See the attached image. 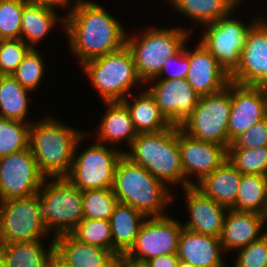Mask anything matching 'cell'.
<instances>
[{
  "label": "cell",
  "instance_id": "cell-1",
  "mask_svg": "<svg viewBox=\"0 0 267 267\" xmlns=\"http://www.w3.org/2000/svg\"><path fill=\"white\" fill-rule=\"evenodd\" d=\"M113 17L92 1L76 0L73 4L63 29L81 65L126 45L127 32Z\"/></svg>",
  "mask_w": 267,
  "mask_h": 267
},
{
  "label": "cell",
  "instance_id": "cell-2",
  "mask_svg": "<svg viewBox=\"0 0 267 267\" xmlns=\"http://www.w3.org/2000/svg\"><path fill=\"white\" fill-rule=\"evenodd\" d=\"M81 131L64 125L49 115L31 122L28 147L46 178L66 177L71 169Z\"/></svg>",
  "mask_w": 267,
  "mask_h": 267
},
{
  "label": "cell",
  "instance_id": "cell-3",
  "mask_svg": "<svg viewBox=\"0 0 267 267\" xmlns=\"http://www.w3.org/2000/svg\"><path fill=\"white\" fill-rule=\"evenodd\" d=\"M132 151L123 152L131 162L144 167L165 185L182 184L186 187V180L178 146V126L158 132L137 133L132 141Z\"/></svg>",
  "mask_w": 267,
  "mask_h": 267
},
{
  "label": "cell",
  "instance_id": "cell-4",
  "mask_svg": "<svg viewBox=\"0 0 267 267\" xmlns=\"http://www.w3.org/2000/svg\"><path fill=\"white\" fill-rule=\"evenodd\" d=\"M112 191L118 202L132 206L147 218L166 216L164 208L172 201L167 185L124 155L116 165Z\"/></svg>",
  "mask_w": 267,
  "mask_h": 267
},
{
  "label": "cell",
  "instance_id": "cell-5",
  "mask_svg": "<svg viewBox=\"0 0 267 267\" xmlns=\"http://www.w3.org/2000/svg\"><path fill=\"white\" fill-rule=\"evenodd\" d=\"M188 31L184 28H149L142 35L126 36V46L131 51L138 77L146 83L155 78L164 63L185 46Z\"/></svg>",
  "mask_w": 267,
  "mask_h": 267
},
{
  "label": "cell",
  "instance_id": "cell-6",
  "mask_svg": "<svg viewBox=\"0 0 267 267\" xmlns=\"http://www.w3.org/2000/svg\"><path fill=\"white\" fill-rule=\"evenodd\" d=\"M82 66L104 102L122 101L126 95L132 97L130 89L136 83L143 82L138 77L131 51L126 45L86 61Z\"/></svg>",
  "mask_w": 267,
  "mask_h": 267
},
{
  "label": "cell",
  "instance_id": "cell-7",
  "mask_svg": "<svg viewBox=\"0 0 267 267\" xmlns=\"http://www.w3.org/2000/svg\"><path fill=\"white\" fill-rule=\"evenodd\" d=\"M46 179L38 191L40 217L55 236L70 233L84 219L82 191L66 177L54 178L51 184Z\"/></svg>",
  "mask_w": 267,
  "mask_h": 267
},
{
  "label": "cell",
  "instance_id": "cell-8",
  "mask_svg": "<svg viewBox=\"0 0 267 267\" xmlns=\"http://www.w3.org/2000/svg\"><path fill=\"white\" fill-rule=\"evenodd\" d=\"M231 112V81L219 92L200 96L198 104L180 129L187 135L228 149L227 126Z\"/></svg>",
  "mask_w": 267,
  "mask_h": 267
},
{
  "label": "cell",
  "instance_id": "cell-9",
  "mask_svg": "<svg viewBox=\"0 0 267 267\" xmlns=\"http://www.w3.org/2000/svg\"><path fill=\"white\" fill-rule=\"evenodd\" d=\"M87 133L83 134L75 146L74 158L66 178L81 191L112 188L116 165L124 155L116 148H107L97 141L76 157L78 144Z\"/></svg>",
  "mask_w": 267,
  "mask_h": 267
},
{
  "label": "cell",
  "instance_id": "cell-10",
  "mask_svg": "<svg viewBox=\"0 0 267 267\" xmlns=\"http://www.w3.org/2000/svg\"><path fill=\"white\" fill-rule=\"evenodd\" d=\"M49 231L39 212V195L1 201L0 244L42 240Z\"/></svg>",
  "mask_w": 267,
  "mask_h": 267
},
{
  "label": "cell",
  "instance_id": "cell-11",
  "mask_svg": "<svg viewBox=\"0 0 267 267\" xmlns=\"http://www.w3.org/2000/svg\"><path fill=\"white\" fill-rule=\"evenodd\" d=\"M230 14L215 22L207 23L206 32L200 41L217 59L219 66L230 77L240 65L242 49L246 45L249 26Z\"/></svg>",
  "mask_w": 267,
  "mask_h": 267
},
{
  "label": "cell",
  "instance_id": "cell-12",
  "mask_svg": "<svg viewBox=\"0 0 267 267\" xmlns=\"http://www.w3.org/2000/svg\"><path fill=\"white\" fill-rule=\"evenodd\" d=\"M46 177L29 147L0 158V201L37 194Z\"/></svg>",
  "mask_w": 267,
  "mask_h": 267
},
{
  "label": "cell",
  "instance_id": "cell-13",
  "mask_svg": "<svg viewBox=\"0 0 267 267\" xmlns=\"http://www.w3.org/2000/svg\"><path fill=\"white\" fill-rule=\"evenodd\" d=\"M182 224L171 217H149L136 236L133 246L126 253L130 257L147 261L153 257L176 254Z\"/></svg>",
  "mask_w": 267,
  "mask_h": 267
},
{
  "label": "cell",
  "instance_id": "cell-14",
  "mask_svg": "<svg viewBox=\"0 0 267 267\" xmlns=\"http://www.w3.org/2000/svg\"><path fill=\"white\" fill-rule=\"evenodd\" d=\"M260 19L251 22L240 65L230 81L267 89V20Z\"/></svg>",
  "mask_w": 267,
  "mask_h": 267
},
{
  "label": "cell",
  "instance_id": "cell-15",
  "mask_svg": "<svg viewBox=\"0 0 267 267\" xmlns=\"http://www.w3.org/2000/svg\"><path fill=\"white\" fill-rule=\"evenodd\" d=\"M178 146L186 187L196 186L228 159V149L225 146L195 139L184 133L179 126ZM192 174L198 178L195 183L187 178Z\"/></svg>",
  "mask_w": 267,
  "mask_h": 267
},
{
  "label": "cell",
  "instance_id": "cell-16",
  "mask_svg": "<svg viewBox=\"0 0 267 267\" xmlns=\"http://www.w3.org/2000/svg\"><path fill=\"white\" fill-rule=\"evenodd\" d=\"M267 117V89L231 81V112L227 126L231 142Z\"/></svg>",
  "mask_w": 267,
  "mask_h": 267
},
{
  "label": "cell",
  "instance_id": "cell-17",
  "mask_svg": "<svg viewBox=\"0 0 267 267\" xmlns=\"http://www.w3.org/2000/svg\"><path fill=\"white\" fill-rule=\"evenodd\" d=\"M157 82V83H156ZM148 88L160 112L173 126H181L198 104L200 96L186 79L158 80Z\"/></svg>",
  "mask_w": 267,
  "mask_h": 267
},
{
  "label": "cell",
  "instance_id": "cell-18",
  "mask_svg": "<svg viewBox=\"0 0 267 267\" xmlns=\"http://www.w3.org/2000/svg\"><path fill=\"white\" fill-rule=\"evenodd\" d=\"M186 55L189 59L186 80L199 96L219 92L229 84L230 77L201 42L194 51L186 48Z\"/></svg>",
  "mask_w": 267,
  "mask_h": 267
},
{
  "label": "cell",
  "instance_id": "cell-19",
  "mask_svg": "<svg viewBox=\"0 0 267 267\" xmlns=\"http://www.w3.org/2000/svg\"><path fill=\"white\" fill-rule=\"evenodd\" d=\"M183 189L190 214L189 220L182 225L183 228L198 234L220 238L228 208L207 197L196 186Z\"/></svg>",
  "mask_w": 267,
  "mask_h": 267
},
{
  "label": "cell",
  "instance_id": "cell-20",
  "mask_svg": "<svg viewBox=\"0 0 267 267\" xmlns=\"http://www.w3.org/2000/svg\"><path fill=\"white\" fill-rule=\"evenodd\" d=\"M227 212L220 236L223 250H239L264 236L260 231L267 222V216L233 209Z\"/></svg>",
  "mask_w": 267,
  "mask_h": 267
},
{
  "label": "cell",
  "instance_id": "cell-21",
  "mask_svg": "<svg viewBox=\"0 0 267 267\" xmlns=\"http://www.w3.org/2000/svg\"><path fill=\"white\" fill-rule=\"evenodd\" d=\"M220 250H223L220 238L182 229L177 251L179 260L195 267H225Z\"/></svg>",
  "mask_w": 267,
  "mask_h": 267
},
{
  "label": "cell",
  "instance_id": "cell-22",
  "mask_svg": "<svg viewBox=\"0 0 267 267\" xmlns=\"http://www.w3.org/2000/svg\"><path fill=\"white\" fill-rule=\"evenodd\" d=\"M242 174L227 159L213 170L196 187L216 203L230 209L237 199Z\"/></svg>",
  "mask_w": 267,
  "mask_h": 267
},
{
  "label": "cell",
  "instance_id": "cell-23",
  "mask_svg": "<svg viewBox=\"0 0 267 267\" xmlns=\"http://www.w3.org/2000/svg\"><path fill=\"white\" fill-rule=\"evenodd\" d=\"M55 252L72 267H97L113 252L76 239L71 233L53 236Z\"/></svg>",
  "mask_w": 267,
  "mask_h": 267
},
{
  "label": "cell",
  "instance_id": "cell-24",
  "mask_svg": "<svg viewBox=\"0 0 267 267\" xmlns=\"http://www.w3.org/2000/svg\"><path fill=\"white\" fill-rule=\"evenodd\" d=\"M145 215L128 204L118 202L111 214L113 253H127L139 234Z\"/></svg>",
  "mask_w": 267,
  "mask_h": 267
},
{
  "label": "cell",
  "instance_id": "cell-25",
  "mask_svg": "<svg viewBox=\"0 0 267 267\" xmlns=\"http://www.w3.org/2000/svg\"><path fill=\"white\" fill-rule=\"evenodd\" d=\"M107 110L100 122L98 130V142L117 143L123 139L131 145L137 136L128 108L122 101L104 102ZM104 142V143H103Z\"/></svg>",
  "mask_w": 267,
  "mask_h": 267
},
{
  "label": "cell",
  "instance_id": "cell-26",
  "mask_svg": "<svg viewBox=\"0 0 267 267\" xmlns=\"http://www.w3.org/2000/svg\"><path fill=\"white\" fill-rule=\"evenodd\" d=\"M40 240L0 244L2 267H47L49 259L55 251L54 239L45 250Z\"/></svg>",
  "mask_w": 267,
  "mask_h": 267
},
{
  "label": "cell",
  "instance_id": "cell-27",
  "mask_svg": "<svg viewBox=\"0 0 267 267\" xmlns=\"http://www.w3.org/2000/svg\"><path fill=\"white\" fill-rule=\"evenodd\" d=\"M129 110L134 129L137 133L158 132L171 126L160 112L154 97L149 91L141 92L134 97L133 102L128 97L122 100Z\"/></svg>",
  "mask_w": 267,
  "mask_h": 267
},
{
  "label": "cell",
  "instance_id": "cell-28",
  "mask_svg": "<svg viewBox=\"0 0 267 267\" xmlns=\"http://www.w3.org/2000/svg\"><path fill=\"white\" fill-rule=\"evenodd\" d=\"M54 10L28 2L23 8L20 39L24 42L26 40L27 45L35 49V45L47 36L57 20L61 19L65 23V16L58 18Z\"/></svg>",
  "mask_w": 267,
  "mask_h": 267
},
{
  "label": "cell",
  "instance_id": "cell-29",
  "mask_svg": "<svg viewBox=\"0 0 267 267\" xmlns=\"http://www.w3.org/2000/svg\"><path fill=\"white\" fill-rule=\"evenodd\" d=\"M230 209L267 216V176L242 174L237 199Z\"/></svg>",
  "mask_w": 267,
  "mask_h": 267
},
{
  "label": "cell",
  "instance_id": "cell-30",
  "mask_svg": "<svg viewBox=\"0 0 267 267\" xmlns=\"http://www.w3.org/2000/svg\"><path fill=\"white\" fill-rule=\"evenodd\" d=\"M170 2L182 14L205 25L231 14L240 0H170Z\"/></svg>",
  "mask_w": 267,
  "mask_h": 267
},
{
  "label": "cell",
  "instance_id": "cell-31",
  "mask_svg": "<svg viewBox=\"0 0 267 267\" xmlns=\"http://www.w3.org/2000/svg\"><path fill=\"white\" fill-rule=\"evenodd\" d=\"M29 91L11 75H3L0 79V117L31 123L25 119Z\"/></svg>",
  "mask_w": 267,
  "mask_h": 267
},
{
  "label": "cell",
  "instance_id": "cell-32",
  "mask_svg": "<svg viewBox=\"0 0 267 267\" xmlns=\"http://www.w3.org/2000/svg\"><path fill=\"white\" fill-rule=\"evenodd\" d=\"M30 124L0 117V158L28 148Z\"/></svg>",
  "mask_w": 267,
  "mask_h": 267
},
{
  "label": "cell",
  "instance_id": "cell-33",
  "mask_svg": "<svg viewBox=\"0 0 267 267\" xmlns=\"http://www.w3.org/2000/svg\"><path fill=\"white\" fill-rule=\"evenodd\" d=\"M70 233L81 242L113 252L110 220L84 218Z\"/></svg>",
  "mask_w": 267,
  "mask_h": 267
},
{
  "label": "cell",
  "instance_id": "cell-34",
  "mask_svg": "<svg viewBox=\"0 0 267 267\" xmlns=\"http://www.w3.org/2000/svg\"><path fill=\"white\" fill-rule=\"evenodd\" d=\"M84 218L110 220L118 203L112 188L82 191Z\"/></svg>",
  "mask_w": 267,
  "mask_h": 267
},
{
  "label": "cell",
  "instance_id": "cell-35",
  "mask_svg": "<svg viewBox=\"0 0 267 267\" xmlns=\"http://www.w3.org/2000/svg\"><path fill=\"white\" fill-rule=\"evenodd\" d=\"M228 160L241 174L267 176V146L253 149H228Z\"/></svg>",
  "mask_w": 267,
  "mask_h": 267
},
{
  "label": "cell",
  "instance_id": "cell-36",
  "mask_svg": "<svg viewBox=\"0 0 267 267\" xmlns=\"http://www.w3.org/2000/svg\"><path fill=\"white\" fill-rule=\"evenodd\" d=\"M27 0H0V40L20 39L21 18Z\"/></svg>",
  "mask_w": 267,
  "mask_h": 267
},
{
  "label": "cell",
  "instance_id": "cell-37",
  "mask_svg": "<svg viewBox=\"0 0 267 267\" xmlns=\"http://www.w3.org/2000/svg\"><path fill=\"white\" fill-rule=\"evenodd\" d=\"M36 48H32L11 75L24 88L33 91L38 88L44 74V61Z\"/></svg>",
  "mask_w": 267,
  "mask_h": 267
},
{
  "label": "cell",
  "instance_id": "cell-38",
  "mask_svg": "<svg viewBox=\"0 0 267 267\" xmlns=\"http://www.w3.org/2000/svg\"><path fill=\"white\" fill-rule=\"evenodd\" d=\"M31 49L22 39L0 40V72L12 75Z\"/></svg>",
  "mask_w": 267,
  "mask_h": 267
},
{
  "label": "cell",
  "instance_id": "cell-39",
  "mask_svg": "<svg viewBox=\"0 0 267 267\" xmlns=\"http://www.w3.org/2000/svg\"><path fill=\"white\" fill-rule=\"evenodd\" d=\"M235 267H267V231L264 236L239 249Z\"/></svg>",
  "mask_w": 267,
  "mask_h": 267
},
{
  "label": "cell",
  "instance_id": "cell-40",
  "mask_svg": "<svg viewBox=\"0 0 267 267\" xmlns=\"http://www.w3.org/2000/svg\"><path fill=\"white\" fill-rule=\"evenodd\" d=\"M263 146H267V117L257 122L248 131L235 137L228 149H253Z\"/></svg>",
  "mask_w": 267,
  "mask_h": 267
},
{
  "label": "cell",
  "instance_id": "cell-41",
  "mask_svg": "<svg viewBox=\"0 0 267 267\" xmlns=\"http://www.w3.org/2000/svg\"><path fill=\"white\" fill-rule=\"evenodd\" d=\"M175 64L177 65L175 66ZM172 66L176 67V69L173 71H171L172 69L170 70ZM188 71H189V59L186 55V47L184 46V48L179 53H177L172 58L168 59L164 63L159 74L155 78L147 81L146 84L147 83L149 84L150 82H152V80L154 81V80H168V79H179V80L186 79ZM162 75L166 77L160 79Z\"/></svg>",
  "mask_w": 267,
  "mask_h": 267
},
{
  "label": "cell",
  "instance_id": "cell-42",
  "mask_svg": "<svg viewBox=\"0 0 267 267\" xmlns=\"http://www.w3.org/2000/svg\"><path fill=\"white\" fill-rule=\"evenodd\" d=\"M147 262L150 264V267H177L179 258L176 254H166L153 257Z\"/></svg>",
  "mask_w": 267,
  "mask_h": 267
},
{
  "label": "cell",
  "instance_id": "cell-43",
  "mask_svg": "<svg viewBox=\"0 0 267 267\" xmlns=\"http://www.w3.org/2000/svg\"><path fill=\"white\" fill-rule=\"evenodd\" d=\"M97 267H124V253H113L104 263Z\"/></svg>",
  "mask_w": 267,
  "mask_h": 267
},
{
  "label": "cell",
  "instance_id": "cell-44",
  "mask_svg": "<svg viewBox=\"0 0 267 267\" xmlns=\"http://www.w3.org/2000/svg\"><path fill=\"white\" fill-rule=\"evenodd\" d=\"M27 1L35 5L47 6L54 9L57 6L60 7L67 6L70 0H27Z\"/></svg>",
  "mask_w": 267,
  "mask_h": 267
},
{
  "label": "cell",
  "instance_id": "cell-45",
  "mask_svg": "<svg viewBox=\"0 0 267 267\" xmlns=\"http://www.w3.org/2000/svg\"><path fill=\"white\" fill-rule=\"evenodd\" d=\"M124 267H150L147 261L138 260L124 253Z\"/></svg>",
  "mask_w": 267,
  "mask_h": 267
},
{
  "label": "cell",
  "instance_id": "cell-46",
  "mask_svg": "<svg viewBox=\"0 0 267 267\" xmlns=\"http://www.w3.org/2000/svg\"><path fill=\"white\" fill-rule=\"evenodd\" d=\"M47 267H72L64 259H62L55 251L51 255Z\"/></svg>",
  "mask_w": 267,
  "mask_h": 267
},
{
  "label": "cell",
  "instance_id": "cell-47",
  "mask_svg": "<svg viewBox=\"0 0 267 267\" xmlns=\"http://www.w3.org/2000/svg\"><path fill=\"white\" fill-rule=\"evenodd\" d=\"M177 267H195L193 264L179 260Z\"/></svg>",
  "mask_w": 267,
  "mask_h": 267
},
{
  "label": "cell",
  "instance_id": "cell-48",
  "mask_svg": "<svg viewBox=\"0 0 267 267\" xmlns=\"http://www.w3.org/2000/svg\"><path fill=\"white\" fill-rule=\"evenodd\" d=\"M0 267H2V253H1V247H0Z\"/></svg>",
  "mask_w": 267,
  "mask_h": 267
}]
</instances>
